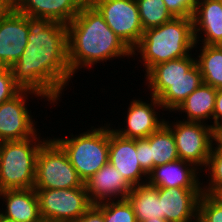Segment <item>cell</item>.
Wrapping results in <instances>:
<instances>
[{
	"label": "cell",
	"mask_w": 222,
	"mask_h": 222,
	"mask_svg": "<svg viewBox=\"0 0 222 222\" xmlns=\"http://www.w3.org/2000/svg\"><path fill=\"white\" fill-rule=\"evenodd\" d=\"M28 42L10 67L15 82L41 94L53 105L74 77L68 63L67 25L49 18L28 16Z\"/></svg>",
	"instance_id": "obj_1"
},
{
	"label": "cell",
	"mask_w": 222,
	"mask_h": 222,
	"mask_svg": "<svg viewBox=\"0 0 222 222\" xmlns=\"http://www.w3.org/2000/svg\"><path fill=\"white\" fill-rule=\"evenodd\" d=\"M209 195L222 206V188L214 189Z\"/></svg>",
	"instance_id": "obj_37"
},
{
	"label": "cell",
	"mask_w": 222,
	"mask_h": 222,
	"mask_svg": "<svg viewBox=\"0 0 222 222\" xmlns=\"http://www.w3.org/2000/svg\"><path fill=\"white\" fill-rule=\"evenodd\" d=\"M150 100V103H147L141 99H132L127 110V117L123 121L126 126L118 129L112 128V130L122 137L132 139L147 138L151 133L157 131L166 119H160V115L156 111L163 109L159 100L154 96H151Z\"/></svg>",
	"instance_id": "obj_12"
},
{
	"label": "cell",
	"mask_w": 222,
	"mask_h": 222,
	"mask_svg": "<svg viewBox=\"0 0 222 222\" xmlns=\"http://www.w3.org/2000/svg\"><path fill=\"white\" fill-rule=\"evenodd\" d=\"M74 222H105L103 214V202L93 204L84 214Z\"/></svg>",
	"instance_id": "obj_33"
},
{
	"label": "cell",
	"mask_w": 222,
	"mask_h": 222,
	"mask_svg": "<svg viewBox=\"0 0 222 222\" xmlns=\"http://www.w3.org/2000/svg\"><path fill=\"white\" fill-rule=\"evenodd\" d=\"M6 206L0 215L12 222H39L42 220L39 200L34 188L0 191Z\"/></svg>",
	"instance_id": "obj_19"
},
{
	"label": "cell",
	"mask_w": 222,
	"mask_h": 222,
	"mask_svg": "<svg viewBox=\"0 0 222 222\" xmlns=\"http://www.w3.org/2000/svg\"><path fill=\"white\" fill-rule=\"evenodd\" d=\"M0 222H12V221L3 218V217L0 215Z\"/></svg>",
	"instance_id": "obj_39"
},
{
	"label": "cell",
	"mask_w": 222,
	"mask_h": 222,
	"mask_svg": "<svg viewBox=\"0 0 222 222\" xmlns=\"http://www.w3.org/2000/svg\"><path fill=\"white\" fill-rule=\"evenodd\" d=\"M84 185L92 204L126 199L132 190V186L109 162L84 182Z\"/></svg>",
	"instance_id": "obj_16"
},
{
	"label": "cell",
	"mask_w": 222,
	"mask_h": 222,
	"mask_svg": "<svg viewBox=\"0 0 222 222\" xmlns=\"http://www.w3.org/2000/svg\"><path fill=\"white\" fill-rule=\"evenodd\" d=\"M109 163L132 187L147 183L148 175L138 162L136 139L122 137L114 132L112 127H110Z\"/></svg>",
	"instance_id": "obj_13"
},
{
	"label": "cell",
	"mask_w": 222,
	"mask_h": 222,
	"mask_svg": "<svg viewBox=\"0 0 222 222\" xmlns=\"http://www.w3.org/2000/svg\"><path fill=\"white\" fill-rule=\"evenodd\" d=\"M42 220L74 222L93 204L85 187L36 190Z\"/></svg>",
	"instance_id": "obj_7"
},
{
	"label": "cell",
	"mask_w": 222,
	"mask_h": 222,
	"mask_svg": "<svg viewBox=\"0 0 222 222\" xmlns=\"http://www.w3.org/2000/svg\"><path fill=\"white\" fill-rule=\"evenodd\" d=\"M201 188H158L163 219L168 222H197Z\"/></svg>",
	"instance_id": "obj_14"
},
{
	"label": "cell",
	"mask_w": 222,
	"mask_h": 222,
	"mask_svg": "<svg viewBox=\"0 0 222 222\" xmlns=\"http://www.w3.org/2000/svg\"><path fill=\"white\" fill-rule=\"evenodd\" d=\"M28 16L12 7L0 20V67H12L28 42Z\"/></svg>",
	"instance_id": "obj_11"
},
{
	"label": "cell",
	"mask_w": 222,
	"mask_h": 222,
	"mask_svg": "<svg viewBox=\"0 0 222 222\" xmlns=\"http://www.w3.org/2000/svg\"><path fill=\"white\" fill-rule=\"evenodd\" d=\"M189 54L183 58L169 60L153 66L144 77H146L150 95L157 99L171 86L174 80L180 78L196 64V57Z\"/></svg>",
	"instance_id": "obj_20"
},
{
	"label": "cell",
	"mask_w": 222,
	"mask_h": 222,
	"mask_svg": "<svg viewBox=\"0 0 222 222\" xmlns=\"http://www.w3.org/2000/svg\"><path fill=\"white\" fill-rule=\"evenodd\" d=\"M208 172L207 185L201 186L202 193L210 194L216 188H222V151L211 150L207 164L204 168Z\"/></svg>",
	"instance_id": "obj_28"
},
{
	"label": "cell",
	"mask_w": 222,
	"mask_h": 222,
	"mask_svg": "<svg viewBox=\"0 0 222 222\" xmlns=\"http://www.w3.org/2000/svg\"><path fill=\"white\" fill-rule=\"evenodd\" d=\"M192 21L196 48L200 41L203 45H222V0L198 2ZM202 33L204 38L200 35ZM199 37L203 39L200 40Z\"/></svg>",
	"instance_id": "obj_17"
},
{
	"label": "cell",
	"mask_w": 222,
	"mask_h": 222,
	"mask_svg": "<svg viewBox=\"0 0 222 222\" xmlns=\"http://www.w3.org/2000/svg\"><path fill=\"white\" fill-rule=\"evenodd\" d=\"M68 63L74 76L81 68L114 58L133 57L132 50L107 25L89 2L67 24ZM130 56V57H129Z\"/></svg>",
	"instance_id": "obj_2"
},
{
	"label": "cell",
	"mask_w": 222,
	"mask_h": 222,
	"mask_svg": "<svg viewBox=\"0 0 222 222\" xmlns=\"http://www.w3.org/2000/svg\"><path fill=\"white\" fill-rule=\"evenodd\" d=\"M90 0H11L12 8L24 15L49 18L69 24Z\"/></svg>",
	"instance_id": "obj_15"
},
{
	"label": "cell",
	"mask_w": 222,
	"mask_h": 222,
	"mask_svg": "<svg viewBox=\"0 0 222 222\" xmlns=\"http://www.w3.org/2000/svg\"><path fill=\"white\" fill-rule=\"evenodd\" d=\"M106 125V126H105ZM70 138H53L66 152L79 177L86 182L109 162L110 126L104 124Z\"/></svg>",
	"instance_id": "obj_5"
},
{
	"label": "cell",
	"mask_w": 222,
	"mask_h": 222,
	"mask_svg": "<svg viewBox=\"0 0 222 222\" xmlns=\"http://www.w3.org/2000/svg\"><path fill=\"white\" fill-rule=\"evenodd\" d=\"M150 143V172L154 167L179 159L171 129L164 123L145 138Z\"/></svg>",
	"instance_id": "obj_24"
},
{
	"label": "cell",
	"mask_w": 222,
	"mask_h": 222,
	"mask_svg": "<svg viewBox=\"0 0 222 222\" xmlns=\"http://www.w3.org/2000/svg\"><path fill=\"white\" fill-rule=\"evenodd\" d=\"M90 3L131 50L138 45L144 29L136 0H90Z\"/></svg>",
	"instance_id": "obj_9"
},
{
	"label": "cell",
	"mask_w": 222,
	"mask_h": 222,
	"mask_svg": "<svg viewBox=\"0 0 222 222\" xmlns=\"http://www.w3.org/2000/svg\"><path fill=\"white\" fill-rule=\"evenodd\" d=\"M22 88L15 82L9 67H0V104L12 99Z\"/></svg>",
	"instance_id": "obj_30"
},
{
	"label": "cell",
	"mask_w": 222,
	"mask_h": 222,
	"mask_svg": "<svg viewBox=\"0 0 222 222\" xmlns=\"http://www.w3.org/2000/svg\"><path fill=\"white\" fill-rule=\"evenodd\" d=\"M202 76L196 63L180 78L174 80L171 86L158 98L163 111L175 112L177 107L202 83Z\"/></svg>",
	"instance_id": "obj_23"
},
{
	"label": "cell",
	"mask_w": 222,
	"mask_h": 222,
	"mask_svg": "<svg viewBox=\"0 0 222 222\" xmlns=\"http://www.w3.org/2000/svg\"><path fill=\"white\" fill-rule=\"evenodd\" d=\"M174 17L192 18L197 2L195 0H163Z\"/></svg>",
	"instance_id": "obj_31"
},
{
	"label": "cell",
	"mask_w": 222,
	"mask_h": 222,
	"mask_svg": "<svg viewBox=\"0 0 222 222\" xmlns=\"http://www.w3.org/2000/svg\"><path fill=\"white\" fill-rule=\"evenodd\" d=\"M105 222H137L132 205L127 199L103 202Z\"/></svg>",
	"instance_id": "obj_27"
},
{
	"label": "cell",
	"mask_w": 222,
	"mask_h": 222,
	"mask_svg": "<svg viewBox=\"0 0 222 222\" xmlns=\"http://www.w3.org/2000/svg\"><path fill=\"white\" fill-rule=\"evenodd\" d=\"M196 63L202 81L215 89L222 88V45H202Z\"/></svg>",
	"instance_id": "obj_25"
},
{
	"label": "cell",
	"mask_w": 222,
	"mask_h": 222,
	"mask_svg": "<svg viewBox=\"0 0 222 222\" xmlns=\"http://www.w3.org/2000/svg\"><path fill=\"white\" fill-rule=\"evenodd\" d=\"M222 122V88L217 89L216 97H215V109L213 112V123L212 125L216 123Z\"/></svg>",
	"instance_id": "obj_35"
},
{
	"label": "cell",
	"mask_w": 222,
	"mask_h": 222,
	"mask_svg": "<svg viewBox=\"0 0 222 222\" xmlns=\"http://www.w3.org/2000/svg\"><path fill=\"white\" fill-rule=\"evenodd\" d=\"M212 126V149L222 151V122ZM215 145V146H214Z\"/></svg>",
	"instance_id": "obj_34"
},
{
	"label": "cell",
	"mask_w": 222,
	"mask_h": 222,
	"mask_svg": "<svg viewBox=\"0 0 222 222\" xmlns=\"http://www.w3.org/2000/svg\"><path fill=\"white\" fill-rule=\"evenodd\" d=\"M48 139L36 133L31 138L0 142V191L34 187L37 155Z\"/></svg>",
	"instance_id": "obj_4"
},
{
	"label": "cell",
	"mask_w": 222,
	"mask_h": 222,
	"mask_svg": "<svg viewBox=\"0 0 222 222\" xmlns=\"http://www.w3.org/2000/svg\"><path fill=\"white\" fill-rule=\"evenodd\" d=\"M136 2L144 30L160 26L174 18L163 0H136Z\"/></svg>",
	"instance_id": "obj_26"
},
{
	"label": "cell",
	"mask_w": 222,
	"mask_h": 222,
	"mask_svg": "<svg viewBox=\"0 0 222 222\" xmlns=\"http://www.w3.org/2000/svg\"><path fill=\"white\" fill-rule=\"evenodd\" d=\"M85 187L68 155L52 138L40 148L36 160L35 190Z\"/></svg>",
	"instance_id": "obj_6"
},
{
	"label": "cell",
	"mask_w": 222,
	"mask_h": 222,
	"mask_svg": "<svg viewBox=\"0 0 222 222\" xmlns=\"http://www.w3.org/2000/svg\"><path fill=\"white\" fill-rule=\"evenodd\" d=\"M217 89L214 87L201 83L175 110L185 112L186 122H201L204 123L208 119L213 120V112L215 109V97ZM187 114V115H186ZM211 117V118H210Z\"/></svg>",
	"instance_id": "obj_21"
},
{
	"label": "cell",
	"mask_w": 222,
	"mask_h": 222,
	"mask_svg": "<svg viewBox=\"0 0 222 222\" xmlns=\"http://www.w3.org/2000/svg\"><path fill=\"white\" fill-rule=\"evenodd\" d=\"M165 124L171 129L179 159L193 164L200 171L205 168L212 149V126L206 122H176Z\"/></svg>",
	"instance_id": "obj_8"
},
{
	"label": "cell",
	"mask_w": 222,
	"mask_h": 222,
	"mask_svg": "<svg viewBox=\"0 0 222 222\" xmlns=\"http://www.w3.org/2000/svg\"><path fill=\"white\" fill-rule=\"evenodd\" d=\"M12 7L11 0H0V20Z\"/></svg>",
	"instance_id": "obj_36"
},
{
	"label": "cell",
	"mask_w": 222,
	"mask_h": 222,
	"mask_svg": "<svg viewBox=\"0 0 222 222\" xmlns=\"http://www.w3.org/2000/svg\"><path fill=\"white\" fill-rule=\"evenodd\" d=\"M143 222H168V221L163 219V218L159 219V218L156 217V219H148V220L143 221Z\"/></svg>",
	"instance_id": "obj_38"
},
{
	"label": "cell",
	"mask_w": 222,
	"mask_h": 222,
	"mask_svg": "<svg viewBox=\"0 0 222 222\" xmlns=\"http://www.w3.org/2000/svg\"><path fill=\"white\" fill-rule=\"evenodd\" d=\"M42 97L33 90L22 89L12 99L0 104V142L23 140L33 137L37 130L35 120L28 110V95Z\"/></svg>",
	"instance_id": "obj_10"
},
{
	"label": "cell",
	"mask_w": 222,
	"mask_h": 222,
	"mask_svg": "<svg viewBox=\"0 0 222 222\" xmlns=\"http://www.w3.org/2000/svg\"><path fill=\"white\" fill-rule=\"evenodd\" d=\"M195 49L192 18L174 17L170 21L144 30L133 56H141L140 62L147 73L153 66L169 60L183 58ZM190 51V52H189Z\"/></svg>",
	"instance_id": "obj_3"
},
{
	"label": "cell",
	"mask_w": 222,
	"mask_h": 222,
	"mask_svg": "<svg viewBox=\"0 0 222 222\" xmlns=\"http://www.w3.org/2000/svg\"><path fill=\"white\" fill-rule=\"evenodd\" d=\"M132 205L137 222L148 219H162L161 201H159L158 187L148 183L133 186L126 198Z\"/></svg>",
	"instance_id": "obj_22"
},
{
	"label": "cell",
	"mask_w": 222,
	"mask_h": 222,
	"mask_svg": "<svg viewBox=\"0 0 222 222\" xmlns=\"http://www.w3.org/2000/svg\"><path fill=\"white\" fill-rule=\"evenodd\" d=\"M150 143L145 139H136V152L142 170L150 173Z\"/></svg>",
	"instance_id": "obj_32"
},
{
	"label": "cell",
	"mask_w": 222,
	"mask_h": 222,
	"mask_svg": "<svg viewBox=\"0 0 222 222\" xmlns=\"http://www.w3.org/2000/svg\"><path fill=\"white\" fill-rule=\"evenodd\" d=\"M39 222H54V221H49V220H41Z\"/></svg>",
	"instance_id": "obj_40"
},
{
	"label": "cell",
	"mask_w": 222,
	"mask_h": 222,
	"mask_svg": "<svg viewBox=\"0 0 222 222\" xmlns=\"http://www.w3.org/2000/svg\"><path fill=\"white\" fill-rule=\"evenodd\" d=\"M197 222H222V206L209 194L202 193L199 198Z\"/></svg>",
	"instance_id": "obj_29"
},
{
	"label": "cell",
	"mask_w": 222,
	"mask_h": 222,
	"mask_svg": "<svg viewBox=\"0 0 222 222\" xmlns=\"http://www.w3.org/2000/svg\"><path fill=\"white\" fill-rule=\"evenodd\" d=\"M199 171L193 164L178 159L154 167L148 174L147 183L158 188H201Z\"/></svg>",
	"instance_id": "obj_18"
}]
</instances>
